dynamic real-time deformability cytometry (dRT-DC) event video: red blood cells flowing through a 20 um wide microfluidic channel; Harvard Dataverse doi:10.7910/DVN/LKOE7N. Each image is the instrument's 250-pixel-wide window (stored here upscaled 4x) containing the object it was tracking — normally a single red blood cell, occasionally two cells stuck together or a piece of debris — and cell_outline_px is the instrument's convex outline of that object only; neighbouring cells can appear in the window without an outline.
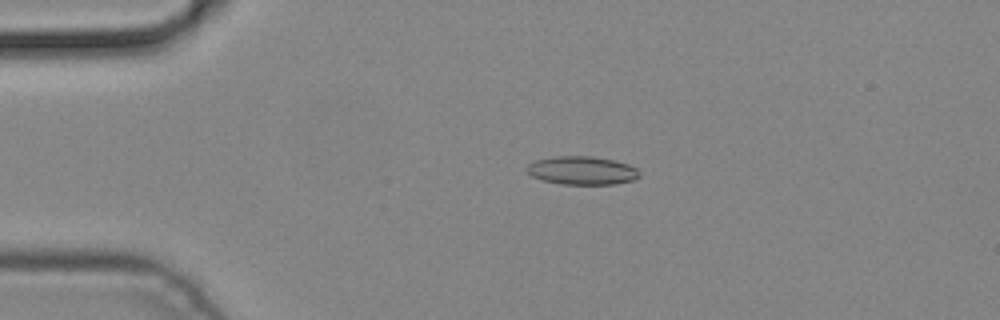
{"species": "common noctule bat (a hibernating species)", "species_latin": "Nyctalus noctula", "temperature_condition": "cold", "stored_images_in_passage": 3, "camera_frame_rate_fps": 3000, "um_per_image_px": 0.085, "animal": {"sex": "male", "body_mass_g": 19.2, "forearm_length_mm": 51.8}, "frame": {"image": 1, "passage_image": 2, "time_ms": 0.333, "image_size_px": [1000, 320], "cell_outline_px": [[640, 176], [636, 180], [616, 184], [560, 184], [544, 180], [532, 176], [524, 172], [524, 168], [528, 164], [536, 160], [552, 156], [592, 156], [612, 160], [628, 164], [636, 168], [640, 172]], "centroid_in_image_um": [49.45, 14.49], "position_along_channel_um": 35.5, "area_um2": 18.84}}